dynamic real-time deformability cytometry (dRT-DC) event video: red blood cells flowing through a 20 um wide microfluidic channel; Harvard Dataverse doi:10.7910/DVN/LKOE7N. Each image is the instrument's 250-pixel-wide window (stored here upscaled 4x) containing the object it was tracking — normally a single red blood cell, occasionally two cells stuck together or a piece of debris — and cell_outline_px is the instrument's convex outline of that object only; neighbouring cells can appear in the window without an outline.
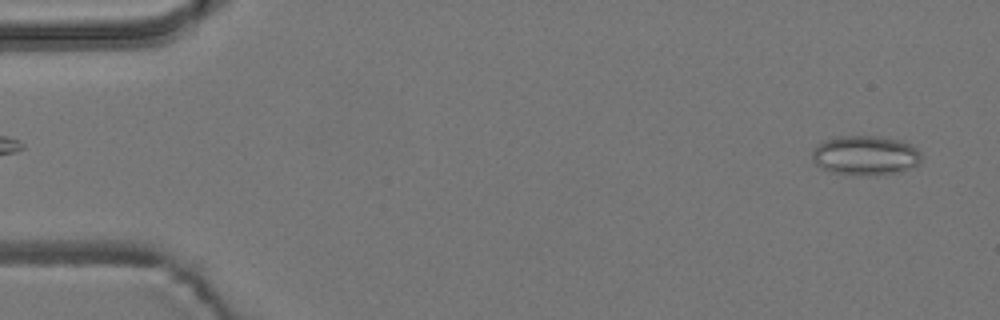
{"species": "common noctule bat (a hibernating species)", "species_latin": "Nyctalus noctula", "temperature_condition": "room temperature", "stored_images_in_passage": 6, "camera_frame_rate_fps": 3000, "um_per_image_px": 0.085, "animal": {"sex": "male", "body_mass_g": 19.2, "forearm_length_mm": 51.8}, "frame": {"image": 1, "passage_image": 6, "time_ms": 5.667, "image_size_px": [1000, 320], "cell_outline_px": [[920, 164], [900, 172], [860, 176], [832, 172], [820, 168], [812, 160], [812, 148], [816, 144], [824, 140], [840, 136], [876, 136], [900, 140], [912, 144], [920, 152]], "centroid_in_image_um": [73.53, 13.21], "position_along_channel_um": 11.5, "area_um2": 25.43}}